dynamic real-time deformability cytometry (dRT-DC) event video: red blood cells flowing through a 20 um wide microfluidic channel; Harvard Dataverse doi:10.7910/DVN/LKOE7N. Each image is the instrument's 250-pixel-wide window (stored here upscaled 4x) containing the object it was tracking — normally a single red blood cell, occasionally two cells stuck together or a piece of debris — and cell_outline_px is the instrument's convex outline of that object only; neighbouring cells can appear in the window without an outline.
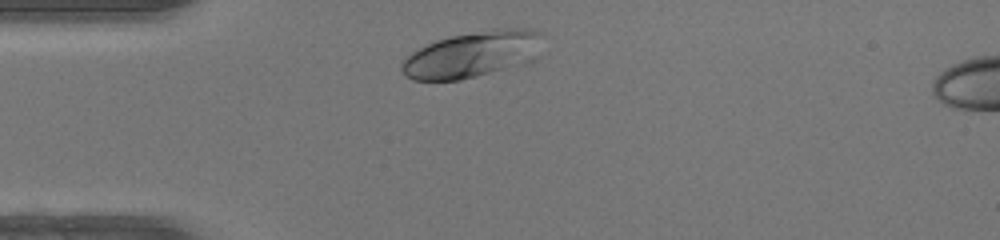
{"species": "human", "species_latin": "Homo sapiens", "temperature_condition": "warm", "stored_images_in_passage": 29, "camera_frame_rate_fps": 3000, "um_per_image_px": 0.085, "donor": {"sex": "female"}, "frame": {"image": 1, "passage_image": 2, "time_ms": 0.333, "image_size_px": [1000, 240], "cell_outline_px": [[544, 36], [512, 64], [476, 76], [460, 80], [412, 80], [400, 68], [400, 64], [404, 56], [436, 40], [452, 36], [496, 28], [528, 28], [544, 32]], "centroid_in_image_um": [39.89, 4.59], "position_along_channel_um": 45.1, "area_um2": 35.6}}
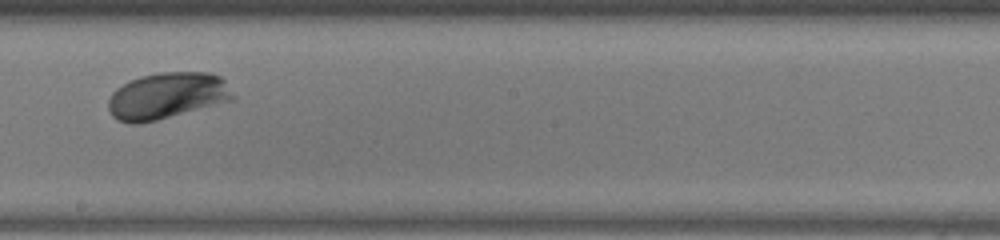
{"frame": {"image": 2, "passage_image": 17, "time_ms": 5.333, "image_size_px": [1000, 240], "cell_outline_px": [[236, 96], [232, 100], [156, 120], [140, 124], [128, 124], [116, 120], [112, 116], [108, 108], [108, 100], [112, 92], [116, 88], [140, 76], [156, 72], [212, 72], [220, 76], [224, 80]], "centroid_in_image_um": [14.18, 8.14], "position_along_channel_um": 234.0, "area_um2": 33.87}}
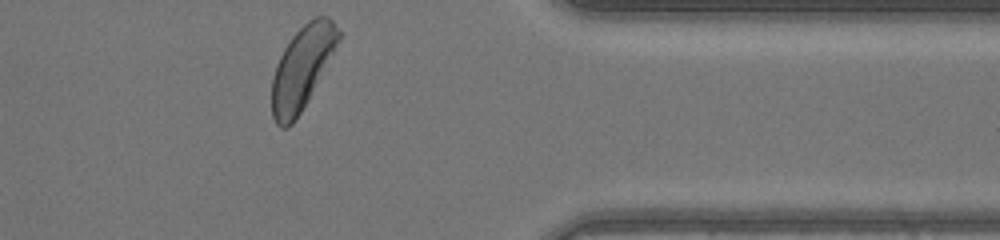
{"frame": {"image": 3, "passage_image": 29, "time_ms": 9.333, "image_size_px": [1000, 240], "cell_outline_px": [[340, 40], [308, 100], [292, 124], [288, 128], [280, 128], [276, 124], [272, 116], [272, 76], [276, 64], [284, 48], [292, 36], [308, 20], [316, 16], [328, 16], [340, 28]], "centroid_in_image_um": [25.67, 5.75], "position_along_channel_um": 385.7, "area_um2": 32.02}, "authors_computed_cell_mechanics": {"area_um2": 33.0616, "velocity_mm_per_s": 4.1929, "shape_relaxation_time_tau1_ms": 1.4093, "shape_relaxation_time_tau2_ms": null, "deformation_change_tau1": 0.1112, "deformation_change_tau2": null}}